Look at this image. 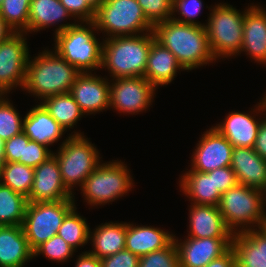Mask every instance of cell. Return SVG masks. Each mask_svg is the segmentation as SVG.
<instances>
[{
	"instance_id": "obj_30",
	"label": "cell",
	"mask_w": 266,
	"mask_h": 267,
	"mask_svg": "<svg viewBox=\"0 0 266 267\" xmlns=\"http://www.w3.org/2000/svg\"><path fill=\"white\" fill-rule=\"evenodd\" d=\"M77 209L75 205L66 214L57 234L78 252L80 247L89 244L90 225Z\"/></svg>"
},
{
	"instance_id": "obj_15",
	"label": "cell",
	"mask_w": 266,
	"mask_h": 267,
	"mask_svg": "<svg viewBox=\"0 0 266 267\" xmlns=\"http://www.w3.org/2000/svg\"><path fill=\"white\" fill-rule=\"evenodd\" d=\"M94 73H80L71 87L70 94L85 116L109 110L110 80Z\"/></svg>"
},
{
	"instance_id": "obj_1",
	"label": "cell",
	"mask_w": 266,
	"mask_h": 267,
	"mask_svg": "<svg viewBox=\"0 0 266 267\" xmlns=\"http://www.w3.org/2000/svg\"><path fill=\"white\" fill-rule=\"evenodd\" d=\"M155 39L170 50L187 72L217 62L205 26L180 23L168 19L153 27Z\"/></svg>"
},
{
	"instance_id": "obj_44",
	"label": "cell",
	"mask_w": 266,
	"mask_h": 267,
	"mask_svg": "<svg viewBox=\"0 0 266 267\" xmlns=\"http://www.w3.org/2000/svg\"><path fill=\"white\" fill-rule=\"evenodd\" d=\"M253 149L261 158L266 159V115L259 124V131Z\"/></svg>"
},
{
	"instance_id": "obj_53",
	"label": "cell",
	"mask_w": 266,
	"mask_h": 267,
	"mask_svg": "<svg viewBox=\"0 0 266 267\" xmlns=\"http://www.w3.org/2000/svg\"><path fill=\"white\" fill-rule=\"evenodd\" d=\"M2 3H3V0H0V8H1Z\"/></svg>"
},
{
	"instance_id": "obj_27",
	"label": "cell",
	"mask_w": 266,
	"mask_h": 267,
	"mask_svg": "<svg viewBox=\"0 0 266 267\" xmlns=\"http://www.w3.org/2000/svg\"><path fill=\"white\" fill-rule=\"evenodd\" d=\"M237 267H266V234L260 229L233 234Z\"/></svg>"
},
{
	"instance_id": "obj_19",
	"label": "cell",
	"mask_w": 266,
	"mask_h": 267,
	"mask_svg": "<svg viewBox=\"0 0 266 267\" xmlns=\"http://www.w3.org/2000/svg\"><path fill=\"white\" fill-rule=\"evenodd\" d=\"M23 132L31 140L43 144L50 148L54 143L61 146L70 135L60 126V124L46 111L40 104H36L27 111L23 120ZM64 137V140H62Z\"/></svg>"
},
{
	"instance_id": "obj_48",
	"label": "cell",
	"mask_w": 266,
	"mask_h": 267,
	"mask_svg": "<svg viewBox=\"0 0 266 267\" xmlns=\"http://www.w3.org/2000/svg\"><path fill=\"white\" fill-rule=\"evenodd\" d=\"M94 11L98 9L104 0H84Z\"/></svg>"
},
{
	"instance_id": "obj_31",
	"label": "cell",
	"mask_w": 266,
	"mask_h": 267,
	"mask_svg": "<svg viewBox=\"0 0 266 267\" xmlns=\"http://www.w3.org/2000/svg\"><path fill=\"white\" fill-rule=\"evenodd\" d=\"M27 204L25 196L0 183V226H22Z\"/></svg>"
},
{
	"instance_id": "obj_52",
	"label": "cell",
	"mask_w": 266,
	"mask_h": 267,
	"mask_svg": "<svg viewBox=\"0 0 266 267\" xmlns=\"http://www.w3.org/2000/svg\"><path fill=\"white\" fill-rule=\"evenodd\" d=\"M4 95V93L0 90V97H2Z\"/></svg>"
},
{
	"instance_id": "obj_21",
	"label": "cell",
	"mask_w": 266,
	"mask_h": 267,
	"mask_svg": "<svg viewBox=\"0 0 266 267\" xmlns=\"http://www.w3.org/2000/svg\"><path fill=\"white\" fill-rule=\"evenodd\" d=\"M67 20L74 21L68 22ZM76 23L77 21L59 0H32L30 3L29 34L45 31L46 28L51 29L54 26L55 30L52 35L55 36Z\"/></svg>"
},
{
	"instance_id": "obj_12",
	"label": "cell",
	"mask_w": 266,
	"mask_h": 267,
	"mask_svg": "<svg viewBox=\"0 0 266 267\" xmlns=\"http://www.w3.org/2000/svg\"><path fill=\"white\" fill-rule=\"evenodd\" d=\"M27 36L26 33H13L0 42V90L4 94H11L17 88L23 89L31 53Z\"/></svg>"
},
{
	"instance_id": "obj_49",
	"label": "cell",
	"mask_w": 266,
	"mask_h": 267,
	"mask_svg": "<svg viewBox=\"0 0 266 267\" xmlns=\"http://www.w3.org/2000/svg\"><path fill=\"white\" fill-rule=\"evenodd\" d=\"M3 147H4V141L0 140V174L5 163L3 157Z\"/></svg>"
},
{
	"instance_id": "obj_40",
	"label": "cell",
	"mask_w": 266,
	"mask_h": 267,
	"mask_svg": "<svg viewBox=\"0 0 266 267\" xmlns=\"http://www.w3.org/2000/svg\"><path fill=\"white\" fill-rule=\"evenodd\" d=\"M52 154L53 149L50 150L45 145L30 140L28 144L25 145L23 164L35 168Z\"/></svg>"
},
{
	"instance_id": "obj_41",
	"label": "cell",
	"mask_w": 266,
	"mask_h": 267,
	"mask_svg": "<svg viewBox=\"0 0 266 267\" xmlns=\"http://www.w3.org/2000/svg\"><path fill=\"white\" fill-rule=\"evenodd\" d=\"M77 22L94 21L95 11L84 0H59Z\"/></svg>"
},
{
	"instance_id": "obj_4",
	"label": "cell",
	"mask_w": 266,
	"mask_h": 267,
	"mask_svg": "<svg viewBox=\"0 0 266 267\" xmlns=\"http://www.w3.org/2000/svg\"><path fill=\"white\" fill-rule=\"evenodd\" d=\"M98 30L93 21L77 22L53 36L55 50L80 73H97L102 64L103 38H97Z\"/></svg>"
},
{
	"instance_id": "obj_7",
	"label": "cell",
	"mask_w": 266,
	"mask_h": 267,
	"mask_svg": "<svg viewBox=\"0 0 266 267\" xmlns=\"http://www.w3.org/2000/svg\"><path fill=\"white\" fill-rule=\"evenodd\" d=\"M218 207L233 234L259 229L266 215L263 191L242 184L222 193Z\"/></svg>"
},
{
	"instance_id": "obj_50",
	"label": "cell",
	"mask_w": 266,
	"mask_h": 267,
	"mask_svg": "<svg viewBox=\"0 0 266 267\" xmlns=\"http://www.w3.org/2000/svg\"><path fill=\"white\" fill-rule=\"evenodd\" d=\"M259 229H260L263 233L266 234V215H265V217L263 218L262 223H261V226H260Z\"/></svg>"
},
{
	"instance_id": "obj_5",
	"label": "cell",
	"mask_w": 266,
	"mask_h": 267,
	"mask_svg": "<svg viewBox=\"0 0 266 267\" xmlns=\"http://www.w3.org/2000/svg\"><path fill=\"white\" fill-rule=\"evenodd\" d=\"M205 7L209 10L205 29L217 63L221 59L225 61L237 57L243 43V21L248 6L243 11L224 2Z\"/></svg>"
},
{
	"instance_id": "obj_6",
	"label": "cell",
	"mask_w": 266,
	"mask_h": 267,
	"mask_svg": "<svg viewBox=\"0 0 266 267\" xmlns=\"http://www.w3.org/2000/svg\"><path fill=\"white\" fill-rule=\"evenodd\" d=\"M130 170L122 160L101 162L79 189L83 201L90 208L97 209L98 206L113 204L112 202L129 195L135 188L134 177Z\"/></svg>"
},
{
	"instance_id": "obj_8",
	"label": "cell",
	"mask_w": 266,
	"mask_h": 267,
	"mask_svg": "<svg viewBox=\"0 0 266 267\" xmlns=\"http://www.w3.org/2000/svg\"><path fill=\"white\" fill-rule=\"evenodd\" d=\"M85 135L69 136L53 151L66 188L75 195L74 188L83 186L85 179L103 162L97 146Z\"/></svg>"
},
{
	"instance_id": "obj_18",
	"label": "cell",
	"mask_w": 266,
	"mask_h": 267,
	"mask_svg": "<svg viewBox=\"0 0 266 267\" xmlns=\"http://www.w3.org/2000/svg\"><path fill=\"white\" fill-rule=\"evenodd\" d=\"M250 4V5H249ZM243 21V43L239 52L266 68V7L249 3Z\"/></svg>"
},
{
	"instance_id": "obj_22",
	"label": "cell",
	"mask_w": 266,
	"mask_h": 267,
	"mask_svg": "<svg viewBox=\"0 0 266 267\" xmlns=\"http://www.w3.org/2000/svg\"><path fill=\"white\" fill-rule=\"evenodd\" d=\"M174 240V233L154 225L127 222L125 249L139 257L166 248Z\"/></svg>"
},
{
	"instance_id": "obj_45",
	"label": "cell",
	"mask_w": 266,
	"mask_h": 267,
	"mask_svg": "<svg viewBox=\"0 0 266 267\" xmlns=\"http://www.w3.org/2000/svg\"><path fill=\"white\" fill-rule=\"evenodd\" d=\"M78 253L74 267H102L101 260L93 254H90L87 250Z\"/></svg>"
},
{
	"instance_id": "obj_26",
	"label": "cell",
	"mask_w": 266,
	"mask_h": 267,
	"mask_svg": "<svg viewBox=\"0 0 266 267\" xmlns=\"http://www.w3.org/2000/svg\"><path fill=\"white\" fill-rule=\"evenodd\" d=\"M181 175V176H180ZM179 175V190L190 203L218 206L221 192L215 188L214 172L185 171Z\"/></svg>"
},
{
	"instance_id": "obj_29",
	"label": "cell",
	"mask_w": 266,
	"mask_h": 267,
	"mask_svg": "<svg viewBox=\"0 0 266 267\" xmlns=\"http://www.w3.org/2000/svg\"><path fill=\"white\" fill-rule=\"evenodd\" d=\"M40 104L67 133L69 131L71 132H69L70 136L85 135L84 131L81 132L80 130L74 129L77 126L76 124H78V121L86 116L70 93L47 97L42 100ZM71 129H74L73 132Z\"/></svg>"
},
{
	"instance_id": "obj_28",
	"label": "cell",
	"mask_w": 266,
	"mask_h": 267,
	"mask_svg": "<svg viewBox=\"0 0 266 267\" xmlns=\"http://www.w3.org/2000/svg\"><path fill=\"white\" fill-rule=\"evenodd\" d=\"M127 222L110 221L101 223L89 230L90 254L99 259L112 256L125 249Z\"/></svg>"
},
{
	"instance_id": "obj_16",
	"label": "cell",
	"mask_w": 266,
	"mask_h": 267,
	"mask_svg": "<svg viewBox=\"0 0 266 267\" xmlns=\"http://www.w3.org/2000/svg\"><path fill=\"white\" fill-rule=\"evenodd\" d=\"M75 197L62 181L54 154L34 168V181L27 198L28 202L75 200Z\"/></svg>"
},
{
	"instance_id": "obj_36",
	"label": "cell",
	"mask_w": 266,
	"mask_h": 267,
	"mask_svg": "<svg viewBox=\"0 0 266 267\" xmlns=\"http://www.w3.org/2000/svg\"><path fill=\"white\" fill-rule=\"evenodd\" d=\"M138 267H179V255L174 240L164 249L141 256Z\"/></svg>"
},
{
	"instance_id": "obj_9",
	"label": "cell",
	"mask_w": 266,
	"mask_h": 267,
	"mask_svg": "<svg viewBox=\"0 0 266 267\" xmlns=\"http://www.w3.org/2000/svg\"><path fill=\"white\" fill-rule=\"evenodd\" d=\"M93 22L103 39L153 31L137 0H104L95 11Z\"/></svg>"
},
{
	"instance_id": "obj_2",
	"label": "cell",
	"mask_w": 266,
	"mask_h": 267,
	"mask_svg": "<svg viewBox=\"0 0 266 267\" xmlns=\"http://www.w3.org/2000/svg\"><path fill=\"white\" fill-rule=\"evenodd\" d=\"M29 56L24 93L31 94L39 103L47 97L69 93L80 72L55 50L47 46L36 56ZM38 98V99H37Z\"/></svg>"
},
{
	"instance_id": "obj_47",
	"label": "cell",
	"mask_w": 266,
	"mask_h": 267,
	"mask_svg": "<svg viewBox=\"0 0 266 267\" xmlns=\"http://www.w3.org/2000/svg\"><path fill=\"white\" fill-rule=\"evenodd\" d=\"M14 32L0 17V42L8 39Z\"/></svg>"
},
{
	"instance_id": "obj_51",
	"label": "cell",
	"mask_w": 266,
	"mask_h": 267,
	"mask_svg": "<svg viewBox=\"0 0 266 267\" xmlns=\"http://www.w3.org/2000/svg\"><path fill=\"white\" fill-rule=\"evenodd\" d=\"M264 209L266 214V187L263 190Z\"/></svg>"
},
{
	"instance_id": "obj_46",
	"label": "cell",
	"mask_w": 266,
	"mask_h": 267,
	"mask_svg": "<svg viewBox=\"0 0 266 267\" xmlns=\"http://www.w3.org/2000/svg\"><path fill=\"white\" fill-rule=\"evenodd\" d=\"M205 267H237L233 249L230 248L222 256L210 261Z\"/></svg>"
},
{
	"instance_id": "obj_43",
	"label": "cell",
	"mask_w": 266,
	"mask_h": 267,
	"mask_svg": "<svg viewBox=\"0 0 266 267\" xmlns=\"http://www.w3.org/2000/svg\"><path fill=\"white\" fill-rule=\"evenodd\" d=\"M212 171L214 172L215 188H218L221 193L238 184L236 174L230 166L217 168Z\"/></svg>"
},
{
	"instance_id": "obj_34",
	"label": "cell",
	"mask_w": 266,
	"mask_h": 267,
	"mask_svg": "<svg viewBox=\"0 0 266 267\" xmlns=\"http://www.w3.org/2000/svg\"><path fill=\"white\" fill-rule=\"evenodd\" d=\"M10 94L0 97V140L5 141L23 132V120L13 102L8 98Z\"/></svg>"
},
{
	"instance_id": "obj_13",
	"label": "cell",
	"mask_w": 266,
	"mask_h": 267,
	"mask_svg": "<svg viewBox=\"0 0 266 267\" xmlns=\"http://www.w3.org/2000/svg\"><path fill=\"white\" fill-rule=\"evenodd\" d=\"M250 111H229L215 127L233 147L253 148L259 131V124L266 115V96ZM260 115V116H259Z\"/></svg>"
},
{
	"instance_id": "obj_42",
	"label": "cell",
	"mask_w": 266,
	"mask_h": 267,
	"mask_svg": "<svg viewBox=\"0 0 266 267\" xmlns=\"http://www.w3.org/2000/svg\"><path fill=\"white\" fill-rule=\"evenodd\" d=\"M140 257L127 249L100 259L102 267H138Z\"/></svg>"
},
{
	"instance_id": "obj_37",
	"label": "cell",
	"mask_w": 266,
	"mask_h": 267,
	"mask_svg": "<svg viewBox=\"0 0 266 267\" xmlns=\"http://www.w3.org/2000/svg\"><path fill=\"white\" fill-rule=\"evenodd\" d=\"M204 5L205 3L202 0H173V14L171 18L180 23L205 26L206 23L196 20L203 13L201 10H204Z\"/></svg>"
},
{
	"instance_id": "obj_32",
	"label": "cell",
	"mask_w": 266,
	"mask_h": 267,
	"mask_svg": "<svg viewBox=\"0 0 266 267\" xmlns=\"http://www.w3.org/2000/svg\"><path fill=\"white\" fill-rule=\"evenodd\" d=\"M34 181V168L17 162H5L0 174V183L14 192L29 197Z\"/></svg>"
},
{
	"instance_id": "obj_38",
	"label": "cell",
	"mask_w": 266,
	"mask_h": 267,
	"mask_svg": "<svg viewBox=\"0 0 266 267\" xmlns=\"http://www.w3.org/2000/svg\"><path fill=\"white\" fill-rule=\"evenodd\" d=\"M137 2L153 27L172 17L173 0H137Z\"/></svg>"
},
{
	"instance_id": "obj_17",
	"label": "cell",
	"mask_w": 266,
	"mask_h": 267,
	"mask_svg": "<svg viewBox=\"0 0 266 267\" xmlns=\"http://www.w3.org/2000/svg\"><path fill=\"white\" fill-rule=\"evenodd\" d=\"M184 237L179 239L174 234L179 267H205L231 248L232 238H193L186 235Z\"/></svg>"
},
{
	"instance_id": "obj_14",
	"label": "cell",
	"mask_w": 266,
	"mask_h": 267,
	"mask_svg": "<svg viewBox=\"0 0 266 267\" xmlns=\"http://www.w3.org/2000/svg\"><path fill=\"white\" fill-rule=\"evenodd\" d=\"M187 171L207 173L231 165L232 144L213 126L201 133Z\"/></svg>"
},
{
	"instance_id": "obj_23",
	"label": "cell",
	"mask_w": 266,
	"mask_h": 267,
	"mask_svg": "<svg viewBox=\"0 0 266 267\" xmlns=\"http://www.w3.org/2000/svg\"><path fill=\"white\" fill-rule=\"evenodd\" d=\"M230 167L236 174L238 184L261 191L266 187V159L253 148L234 147Z\"/></svg>"
},
{
	"instance_id": "obj_39",
	"label": "cell",
	"mask_w": 266,
	"mask_h": 267,
	"mask_svg": "<svg viewBox=\"0 0 266 267\" xmlns=\"http://www.w3.org/2000/svg\"><path fill=\"white\" fill-rule=\"evenodd\" d=\"M30 139L21 132L11 139L4 141L3 157L4 162H17L23 164L25 145Z\"/></svg>"
},
{
	"instance_id": "obj_35",
	"label": "cell",
	"mask_w": 266,
	"mask_h": 267,
	"mask_svg": "<svg viewBox=\"0 0 266 267\" xmlns=\"http://www.w3.org/2000/svg\"><path fill=\"white\" fill-rule=\"evenodd\" d=\"M76 252L63 238L56 234L33 251V258L43 255L45 256L44 258H48L52 262L65 264V262H69L70 259L76 256L74 254Z\"/></svg>"
},
{
	"instance_id": "obj_33",
	"label": "cell",
	"mask_w": 266,
	"mask_h": 267,
	"mask_svg": "<svg viewBox=\"0 0 266 267\" xmlns=\"http://www.w3.org/2000/svg\"><path fill=\"white\" fill-rule=\"evenodd\" d=\"M32 0H3L0 17L14 33L29 35V8Z\"/></svg>"
},
{
	"instance_id": "obj_25",
	"label": "cell",
	"mask_w": 266,
	"mask_h": 267,
	"mask_svg": "<svg viewBox=\"0 0 266 267\" xmlns=\"http://www.w3.org/2000/svg\"><path fill=\"white\" fill-rule=\"evenodd\" d=\"M33 259L23 227L0 226V267H24Z\"/></svg>"
},
{
	"instance_id": "obj_24",
	"label": "cell",
	"mask_w": 266,
	"mask_h": 267,
	"mask_svg": "<svg viewBox=\"0 0 266 267\" xmlns=\"http://www.w3.org/2000/svg\"><path fill=\"white\" fill-rule=\"evenodd\" d=\"M179 71L185 72L174 54L154 38L144 77L158 90L159 87L170 85Z\"/></svg>"
},
{
	"instance_id": "obj_11",
	"label": "cell",
	"mask_w": 266,
	"mask_h": 267,
	"mask_svg": "<svg viewBox=\"0 0 266 267\" xmlns=\"http://www.w3.org/2000/svg\"><path fill=\"white\" fill-rule=\"evenodd\" d=\"M156 92L145 77L111 79L109 110L124 116L146 113L155 102Z\"/></svg>"
},
{
	"instance_id": "obj_20",
	"label": "cell",
	"mask_w": 266,
	"mask_h": 267,
	"mask_svg": "<svg viewBox=\"0 0 266 267\" xmlns=\"http://www.w3.org/2000/svg\"><path fill=\"white\" fill-rule=\"evenodd\" d=\"M187 236L193 238H232L218 206L190 203ZM189 230V231H188Z\"/></svg>"
},
{
	"instance_id": "obj_3",
	"label": "cell",
	"mask_w": 266,
	"mask_h": 267,
	"mask_svg": "<svg viewBox=\"0 0 266 267\" xmlns=\"http://www.w3.org/2000/svg\"><path fill=\"white\" fill-rule=\"evenodd\" d=\"M154 32L103 39L100 70L108 79L144 77Z\"/></svg>"
},
{
	"instance_id": "obj_10",
	"label": "cell",
	"mask_w": 266,
	"mask_h": 267,
	"mask_svg": "<svg viewBox=\"0 0 266 267\" xmlns=\"http://www.w3.org/2000/svg\"><path fill=\"white\" fill-rule=\"evenodd\" d=\"M76 201L28 202L22 227L32 251L58 233L64 217Z\"/></svg>"
}]
</instances>
